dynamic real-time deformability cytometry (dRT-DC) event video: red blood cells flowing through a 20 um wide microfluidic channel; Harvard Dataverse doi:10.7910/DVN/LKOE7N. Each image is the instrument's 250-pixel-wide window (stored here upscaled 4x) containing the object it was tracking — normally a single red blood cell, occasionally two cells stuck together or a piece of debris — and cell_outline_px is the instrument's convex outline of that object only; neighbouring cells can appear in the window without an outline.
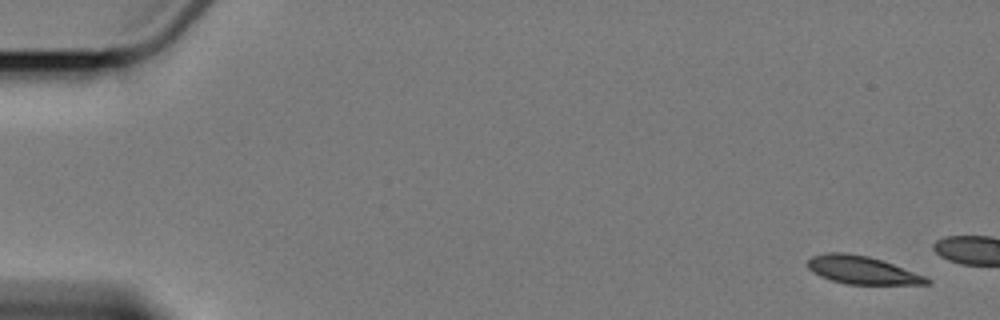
{"species": "Egyptian fruit bat (a non-hibernating species)", "species_latin": "Rousettus aegyptiacus", "temperature_condition": "cold", "stored_images_in_passage": 4, "camera_frame_rate_fps": 3000, "um_per_image_px": 0.085, "animal": {"sex": "female"}, "frame": {"image": 1, "passage_image": 1, "time_ms": 0.0, "image_size_px": [1000, 320], "cell_outline_px": [[932, 280], [928, 284], [848, 284], [832, 280], [820, 276], [812, 272], [808, 268], [808, 260], [812, 256], [828, 252], [844, 252], [868, 256], [892, 264], [924, 276]], "centroid_in_image_um": [73.23, 22.95], "position_along_channel_um": 11.8, "area_um2": 19.07}}